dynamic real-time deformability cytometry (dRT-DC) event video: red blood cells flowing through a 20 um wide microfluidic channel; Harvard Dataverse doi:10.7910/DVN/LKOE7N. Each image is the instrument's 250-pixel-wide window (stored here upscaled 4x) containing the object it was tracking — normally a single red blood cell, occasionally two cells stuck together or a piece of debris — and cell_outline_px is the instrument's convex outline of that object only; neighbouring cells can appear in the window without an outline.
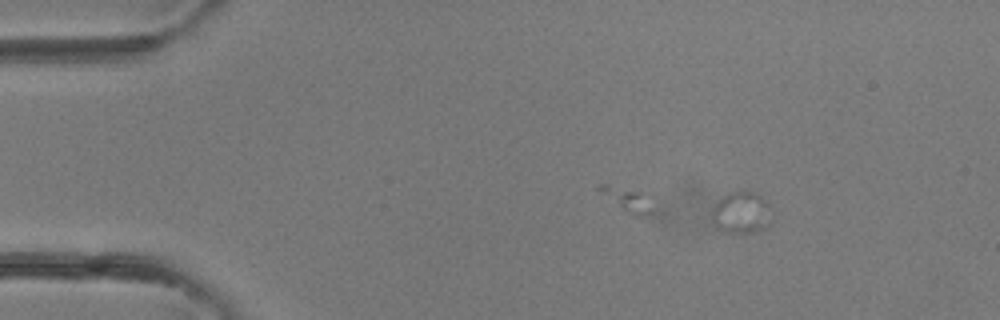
{"species": "common noctule bat (a hibernating species)", "species_latin": "Nyctalus noctula", "temperature_condition": "room temperature", "stored_images_in_passage": 7, "camera_frame_rate_fps": 3000, "um_per_image_px": 0.085, "animal": {"sex": "female"}, "frame": {"image": 1, "passage_image": 1, "time_ms": 0.0, "image_size_px": [1000, 320], "cell_outline_px": [[772, 220], [768, 228], [752, 232], [724, 232], [716, 228], [712, 220], [712, 208], [728, 192], [740, 188], [756, 192], [768, 204]], "centroid_in_image_um": [63.03, 18.05], "position_along_channel_um": 22.0, "area_um2": 14.91}}